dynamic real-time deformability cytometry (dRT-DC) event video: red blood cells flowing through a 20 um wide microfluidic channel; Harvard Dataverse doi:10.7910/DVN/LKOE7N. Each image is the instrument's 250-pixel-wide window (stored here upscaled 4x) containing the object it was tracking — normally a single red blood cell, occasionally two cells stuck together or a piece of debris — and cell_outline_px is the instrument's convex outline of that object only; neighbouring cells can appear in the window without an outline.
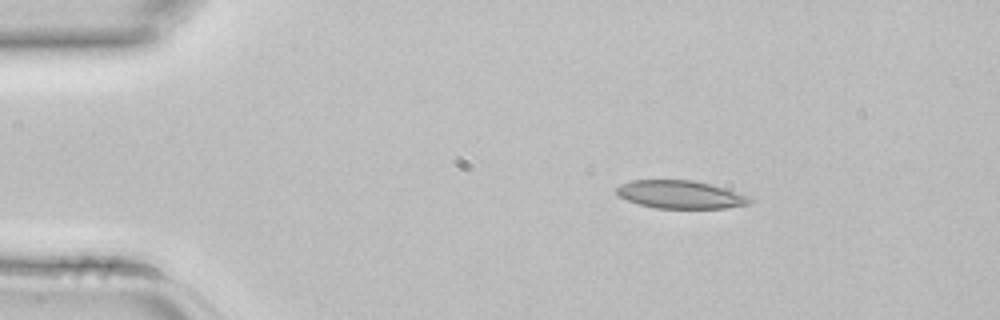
{"species": "common noctule bat (a hibernating species)", "species_latin": "Nyctalus noctula", "temperature_condition": "room temperature", "stored_images_in_passage": 4, "segment_of_instrument_passage": [1, 2], "camera_frame_rate_fps": 3000, "um_per_image_px": 0.085, "animal": {"sex": "female", "body_mass_g": 22.7, "forearm_length_mm": 54.2}, "frame": {"image": 1, "passage_image": 2, "time_ms": 0.333, "image_size_px": [1000, 320], "cell_outline_px": [[756, 200], [748, 204], [724, 208], [656, 208], [640, 204], [628, 200], [620, 196], [616, 192], [616, 188], [620, 184], [632, 180], [692, 180], [712, 184], [752, 196]], "centroid_in_image_um": [57.9, 16.53], "position_along_channel_um": 27.1, "area_um2": 21.85}}